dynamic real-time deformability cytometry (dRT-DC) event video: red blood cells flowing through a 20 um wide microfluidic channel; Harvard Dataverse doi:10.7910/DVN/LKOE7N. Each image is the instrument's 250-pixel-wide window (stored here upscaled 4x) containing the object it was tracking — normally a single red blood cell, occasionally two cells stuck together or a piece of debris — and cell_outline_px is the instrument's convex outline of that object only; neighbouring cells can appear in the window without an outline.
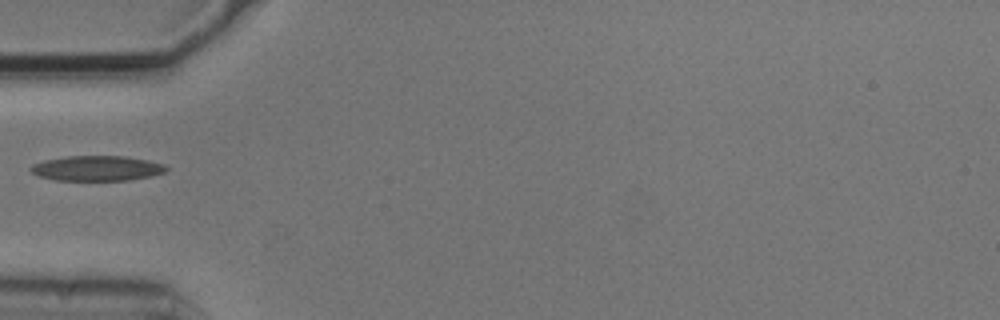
{"species": "common noctule bat (a hibernating species)", "species_latin": "Nyctalus noctula", "temperature_condition": "cold", "stored_images_in_passage": 5, "camera_frame_rate_fps": 3000, "um_per_image_px": 0.085, "animal": {"sex": "male", "body_mass_g": 20.5, "forearm_length_mm": 52.5}, "frame": {"image": 1, "passage_image": 5, "time_ms": 1.333, "image_size_px": [1000, 320], "cell_outline_px": [[168, 168], [164, 172], [152, 176], [128, 180], [56, 180], [40, 176], [32, 172], [28, 168], [32, 164], [44, 160], [68, 156], [124, 156], [148, 160], [164, 164]], "centroid_in_image_um": [8.24, 14.3], "position_along_channel_um": 76.8, "area_um2": 19.77}}